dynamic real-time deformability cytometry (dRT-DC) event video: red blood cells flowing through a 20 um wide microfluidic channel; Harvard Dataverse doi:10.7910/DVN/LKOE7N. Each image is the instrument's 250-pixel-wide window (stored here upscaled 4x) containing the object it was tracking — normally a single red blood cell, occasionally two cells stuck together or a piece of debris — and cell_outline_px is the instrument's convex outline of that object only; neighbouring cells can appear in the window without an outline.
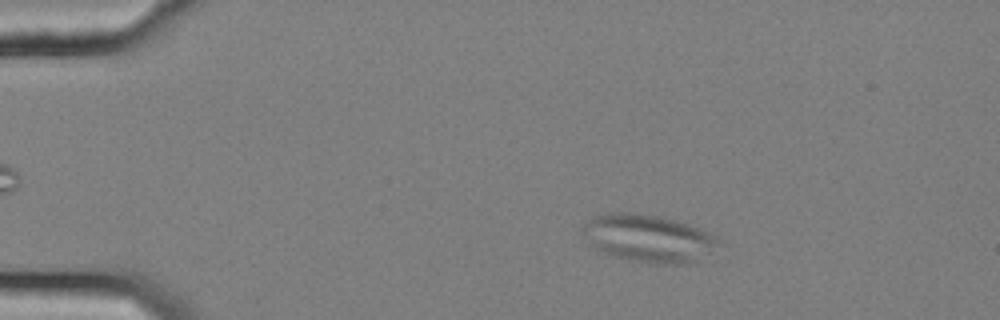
{"species": "common noctule bat (a hibernating species)", "species_latin": "Nyctalus noctula", "temperature_condition": "cold", "stored_images_in_passage": 56, "camera_frame_rate_fps": 3000, "um_per_image_px": 0.085, "animal": {"sex": "female", "body_mass_g": 25.1}, "frame": {"image": 1, "passage_image": 10, "time_ms": 3.0, "image_size_px": [1000, 320], "cell_outline_px": [[720, 240], [696, 264], [652, 264], [616, 256], [596, 248], [580, 232], [580, 228], [592, 216], [612, 212], [628, 212], [656, 216], [688, 224], [716, 236]], "centroid_in_image_um": [55.08, 20.26], "position_along_channel_um": 29.9, "area_um2": 37.17}}
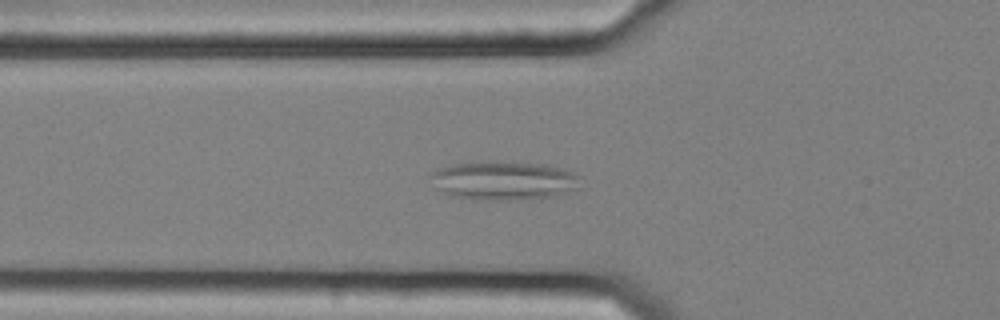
{"frame": {"image": 2, "passage_image": 20, "time_ms": 6.333, "image_size_px": [1000, 320], "cell_outline_px": [[580, 176], [576, 188], [556, 196], [512, 200], [480, 200], [448, 196], [436, 188], [428, 176], [432, 172], [440, 168], [452, 164], [544, 164], [560, 168], [572, 172]], "centroid_in_image_um": [42.77, 15.4], "position_along_channel_um": 83.0, "area_um2": 32.89}}
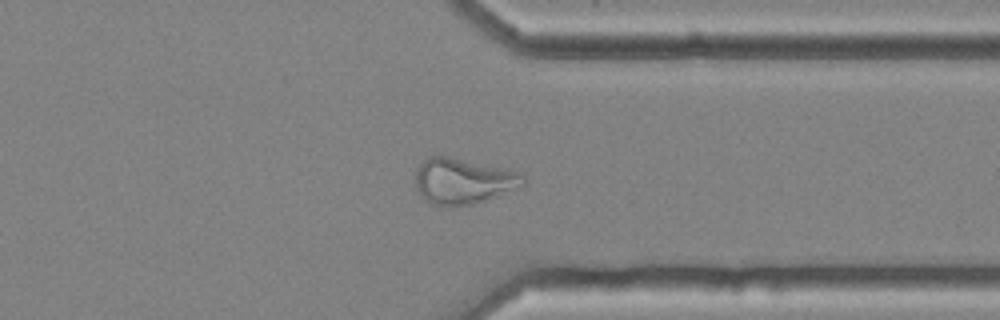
{"frame": {"image": 3, "passage_image": 44, "time_ms": 14.333, "image_size_px": [1000, 320], "cell_outline_px": [[528, 180], [524, 184], [484, 200], [472, 204], [452, 208], [440, 208], [424, 200], [420, 196], [416, 188], [416, 172], [420, 164], [428, 156], [448, 156], [508, 168], [520, 172], [528, 176]], "centroid_in_image_um": [39.35, 15.4], "position_along_channel_um": 372.0, "area_um2": 29.25}, "authors_computed_cell_mechanics": {"area_um2": 29.9982, "velocity_mm_per_s": 3.6181, "shape_relaxation_time_tau1_ms": null, "shape_relaxation_time_tau2_ms": 3.0014, "deformation_change_tau1": null, "deformation_change_tau2": 0.1084}}